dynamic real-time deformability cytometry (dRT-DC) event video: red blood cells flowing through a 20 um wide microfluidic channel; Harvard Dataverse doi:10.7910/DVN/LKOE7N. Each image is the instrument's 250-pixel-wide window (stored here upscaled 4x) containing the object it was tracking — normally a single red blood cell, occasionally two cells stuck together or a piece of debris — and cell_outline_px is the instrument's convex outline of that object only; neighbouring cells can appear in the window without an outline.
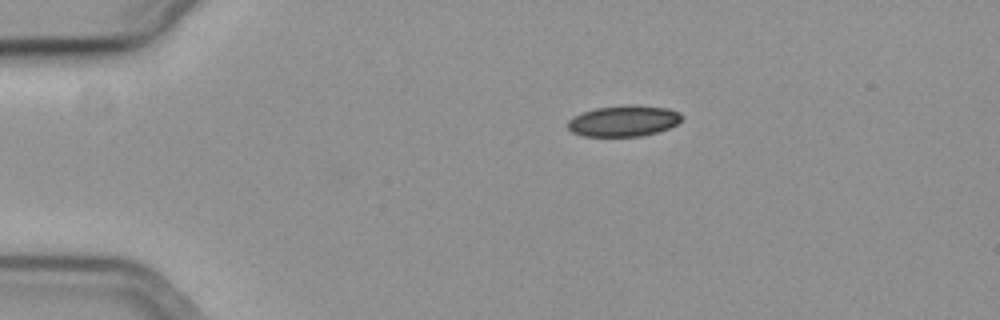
{"species": "common noctule bat (a hibernating species)", "species_latin": "Nyctalus noctula", "temperature_condition": "cold", "stored_images_in_passage": 46, "camera_frame_rate_fps": 3000, "um_per_image_px": 0.085, "animal": {"sex": "female", "body_mass_g": 19.3, "forearm_length_mm": 54.1}, "frame": {"image": 1, "passage_image": 1, "time_ms": 0.0, "image_size_px": [1000, 320], "cell_outline_px": [[684, 116], [676, 124], [668, 128], [656, 132], [640, 136], [584, 136], [572, 132], [568, 128], [568, 120], [572, 116], [596, 108], [628, 104], [636, 104], [668, 108], [680, 112]], "centroid_in_image_um": [53.02, 10.26], "position_along_channel_um": 32.0, "area_um2": 20.69}}
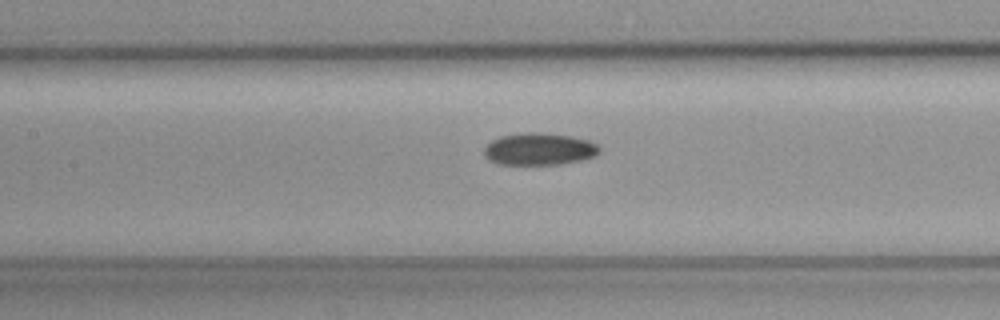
{"frame": {"image": 2, "passage_image": 16, "time_ms": 5.0, "image_size_px": [1000, 320], "cell_outline_px": [[600, 152], [596, 156], [580, 160], [560, 164], [496, 164], [488, 160], [484, 156], [484, 148], [492, 140], [500, 136], [520, 132], [544, 132], [572, 136], [588, 140], [596, 144], [600, 148]], "centroid_in_image_um": [45.82, 12.66], "position_along_channel_um": 161.6, "area_um2": 21.85}}
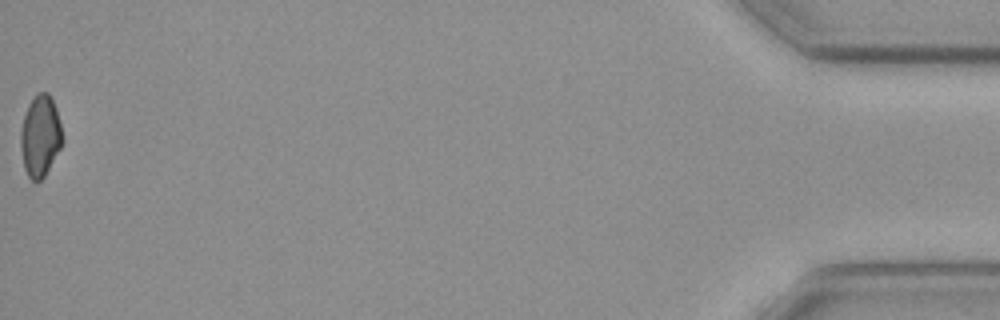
{"frame": {"image": 3, "passage_image": 46, "time_ms": 15.0, "image_size_px": [1000, 320], "cell_outline_px": [[64, 140], [60, 148], [44, 176], [40, 180], [32, 180], [28, 176], [24, 168], [20, 148], [20, 132], [24, 116], [28, 104], [40, 92], [48, 92], [56, 108]], "centroid_in_image_um": [3.41, 11.56], "position_along_channel_um": 431.8, "area_um2": 19.59}}